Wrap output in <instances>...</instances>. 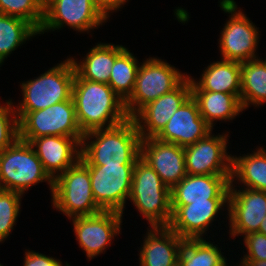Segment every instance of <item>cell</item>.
<instances>
[{
  "instance_id": "29",
  "label": "cell",
  "mask_w": 266,
  "mask_h": 266,
  "mask_svg": "<svg viewBox=\"0 0 266 266\" xmlns=\"http://www.w3.org/2000/svg\"><path fill=\"white\" fill-rule=\"evenodd\" d=\"M138 60L126 48L116 59L111 69L108 85L124 101L133 93L139 69Z\"/></svg>"
},
{
  "instance_id": "3",
  "label": "cell",
  "mask_w": 266,
  "mask_h": 266,
  "mask_svg": "<svg viewBox=\"0 0 266 266\" xmlns=\"http://www.w3.org/2000/svg\"><path fill=\"white\" fill-rule=\"evenodd\" d=\"M129 199L149 222V227L169 225L172 218L171 189L141 157L133 168Z\"/></svg>"
},
{
  "instance_id": "14",
  "label": "cell",
  "mask_w": 266,
  "mask_h": 266,
  "mask_svg": "<svg viewBox=\"0 0 266 266\" xmlns=\"http://www.w3.org/2000/svg\"><path fill=\"white\" fill-rule=\"evenodd\" d=\"M123 213L101 211L91 216L72 218L76 239L88 259L98 256L108 248L114 236L120 233Z\"/></svg>"
},
{
  "instance_id": "21",
  "label": "cell",
  "mask_w": 266,
  "mask_h": 266,
  "mask_svg": "<svg viewBox=\"0 0 266 266\" xmlns=\"http://www.w3.org/2000/svg\"><path fill=\"white\" fill-rule=\"evenodd\" d=\"M148 230L140 250V266H174L178 262L181 237L168 226H154Z\"/></svg>"
},
{
  "instance_id": "18",
  "label": "cell",
  "mask_w": 266,
  "mask_h": 266,
  "mask_svg": "<svg viewBox=\"0 0 266 266\" xmlns=\"http://www.w3.org/2000/svg\"><path fill=\"white\" fill-rule=\"evenodd\" d=\"M82 139L49 135L34 138L30 144L42 162L45 172L54 181L80 160Z\"/></svg>"
},
{
  "instance_id": "34",
  "label": "cell",
  "mask_w": 266,
  "mask_h": 266,
  "mask_svg": "<svg viewBox=\"0 0 266 266\" xmlns=\"http://www.w3.org/2000/svg\"><path fill=\"white\" fill-rule=\"evenodd\" d=\"M25 260L23 266H63L59 259L48 257L34 251L25 252Z\"/></svg>"
},
{
  "instance_id": "11",
  "label": "cell",
  "mask_w": 266,
  "mask_h": 266,
  "mask_svg": "<svg viewBox=\"0 0 266 266\" xmlns=\"http://www.w3.org/2000/svg\"><path fill=\"white\" fill-rule=\"evenodd\" d=\"M106 20L94 0H48L39 34L61 29L64 24L75 31L89 32Z\"/></svg>"
},
{
  "instance_id": "26",
  "label": "cell",
  "mask_w": 266,
  "mask_h": 266,
  "mask_svg": "<svg viewBox=\"0 0 266 266\" xmlns=\"http://www.w3.org/2000/svg\"><path fill=\"white\" fill-rule=\"evenodd\" d=\"M177 256L182 266H227L220 248L204 238H181Z\"/></svg>"
},
{
  "instance_id": "33",
  "label": "cell",
  "mask_w": 266,
  "mask_h": 266,
  "mask_svg": "<svg viewBox=\"0 0 266 266\" xmlns=\"http://www.w3.org/2000/svg\"><path fill=\"white\" fill-rule=\"evenodd\" d=\"M243 237L248 252L242 260H266V235L253 232Z\"/></svg>"
},
{
  "instance_id": "10",
  "label": "cell",
  "mask_w": 266,
  "mask_h": 266,
  "mask_svg": "<svg viewBox=\"0 0 266 266\" xmlns=\"http://www.w3.org/2000/svg\"><path fill=\"white\" fill-rule=\"evenodd\" d=\"M89 169L92 195L103 211L123 213L129 198L134 165H85Z\"/></svg>"
},
{
  "instance_id": "20",
  "label": "cell",
  "mask_w": 266,
  "mask_h": 266,
  "mask_svg": "<svg viewBox=\"0 0 266 266\" xmlns=\"http://www.w3.org/2000/svg\"><path fill=\"white\" fill-rule=\"evenodd\" d=\"M231 175L187 174L171 189V205H188L207 199H228Z\"/></svg>"
},
{
  "instance_id": "19",
  "label": "cell",
  "mask_w": 266,
  "mask_h": 266,
  "mask_svg": "<svg viewBox=\"0 0 266 266\" xmlns=\"http://www.w3.org/2000/svg\"><path fill=\"white\" fill-rule=\"evenodd\" d=\"M228 204V199H207L188 205H171L168 227L181 238H203L213 219Z\"/></svg>"
},
{
  "instance_id": "16",
  "label": "cell",
  "mask_w": 266,
  "mask_h": 266,
  "mask_svg": "<svg viewBox=\"0 0 266 266\" xmlns=\"http://www.w3.org/2000/svg\"><path fill=\"white\" fill-rule=\"evenodd\" d=\"M211 131L212 128L200 115L197 102L190 96L155 138L185 148L203 139Z\"/></svg>"
},
{
  "instance_id": "28",
  "label": "cell",
  "mask_w": 266,
  "mask_h": 266,
  "mask_svg": "<svg viewBox=\"0 0 266 266\" xmlns=\"http://www.w3.org/2000/svg\"><path fill=\"white\" fill-rule=\"evenodd\" d=\"M39 31L22 18L0 13V65L12 51Z\"/></svg>"
},
{
  "instance_id": "35",
  "label": "cell",
  "mask_w": 266,
  "mask_h": 266,
  "mask_svg": "<svg viewBox=\"0 0 266 266\" xmlns=\"http://www.w3.org/2000/svg\"><path fill=\"white\" fill-rule=\"evenodd\" d=\"M98 9L108 19L110 11H114L122 7L128 0H94ZM121 6V7H120Z\"/></svg>"
},
{
  "instance_id": "23",
  "label": "cell",
  "mask_w": 266,
  "mask_h": 266,
  "mask_svg": "<svg viewBox=\"0 0 266 266\" xmlns=\"http://www.w3.org/2000/svg\"><path fill=\"white\" fill-rule=\"evenodd\" d=\"M126 49L122 45L98 43L80 63L74 58L75 72L85 80L108 84L115 59ZM78 62V63H77Z\"/></svg>"
},
{
  "instance_id": "1",
  "label": "cell",
  "mask_w": 266,
  "mask_h": 266,
  "mask_svg": "<svg viewBox=\"0 0 266 266\" xmlns=\"http://www.w3.org/2000/svg\"><path fill=\"white\" fill-rule=\"evenodd\" d=\"M72 99L83 134L116 126L130 118L125 101L108 84L82 79L77 73L72 85Z\"/></svg>"
},
{
  "instance_id": "24",
  "label": "cell",
  "mask_w": 266,
  "mask_h": 266,
  "mask_svg": "<svg viewBox=\"0 0 266 266\" xmlns=\"http://www.w3.org/2000/svg\"><path fill=\"white\" fill-rule=\"evenodd\" d=\"M191 96L197 102L200 115L212 129L215 120H232L244 110L235 94L191 90Z\"/></svg>"
},
{
  "instance_id": "12",
  "label": "cell",
  "mask_w": 266,
  "mask_h": 266,
  "mask_svg": "<svg viewBox=\"0 0 266 266\" xmlns=\"http://www.w3.org/2000/svg\"><path fill=\"white\" fill-rule=\"evenodd\" d=\"M211 134L184 148L187 174L231 175L232 156L226 151L229 136Z\"/></svg>"
},
{
  "instance_id": "37",
  "label": "cell",
  "mask_w": 266,
  "mask_h": 266,
  "mask_svg": "<svg viewBox=\"0 0 266 266\" xmlns=\"http://www.w3.org/2000/svg\"><path fill=\"white\" fill-rule=\"evenodd\" d=\"M258 232L266 235V216L262 220Z\"/></svg>"
},
{
  "instance_id": "7",
  "label": "cell",
  "mask_w": 266,
  "mask_h": 266,
  "mask_svg": "<svg viewBox=\"0 0 266 266\" xmlns=\"http://www.w3.org/2000/svg\"><path fill=\"white\" fill-rule=\"evenodd\" d=\"M75 68L71 58L21 85L23 101L15 111H37L72 97Z\"/></svg>"
},
{
  "instance_id": "30",
  "label": "cell",
  "mask_w": 266,
  "mask_h": 266,
  "mask_svg": "<svg viewBox=\"0 0 266 266\" xmlns=\"http://www.w3.org/2000/svg\"><path fill=\"white\" fill-rule=\"evenodd\" d=\"M0 13L31 23L38 31L44 20L42 0H0Z\"/></svg>"
},
{
  "instance_id": "17",
  "label": "cell",
  "mask_w": 266,
  "mask_h": 266,
  "mask_svg": "<svg viewBox=\"0 0 266 266\" xmlns=\"http://www.w3.org/2000/svg\"><path fill=\"white\" fill-rule=\"evenodd\" d=\"M162 182L172 189L186 175L184 148L156 138L141 140V156Z\"/></svg>"
},
{
  "instance_id": "6",
  "label": "cell",
  "mask_w": 266,
  "mask_h": 266,
  "mask_svg": "<svg viewBox=\"0 0 266 266\" xmlns=\"http://www.w3.org/2000/svg\"><path fill=\"white\" fill-rule=\"evenodd\" d=\"M18 117L19 139L31 142L41 136L83 138L72 97L37 111H15Z\"/></svg>"
},
{
  "instance_id": "5",
  "label": "cell",
  "mask_w": 266,
  "mask_h": 266,
  "mask_svg": "<svg viewBox=\"0 0 266 266\" xmlns=\"http://www.w3.org/2000/svg\"><path fill=\"white\" fill-rule=\"evenodd\" d=\"M52 204L69 219L103 211L92 195L89 169L80 160L53 181Z\"/></svg>"
},
{
  "instance_id": "36",
  "label": "cell",
  "mask_w": 266,
  "mask_h": 266,
  "mask_svg": "<svg viewBox=\"0 0 266 266\" xmlns=\"http://www.w3.org/2000/svg\"><path fill=\"white\" fill-rule=\"evenodd\" d=\"M238 266H266V260H242Z\"/></svg>"
},
{
  "instance_id": "8",
  "label": "cell",
  "mask_w": 266,
  "mask_h": 266,
  "mask_svg": "<svg viewBox=\"0 0 266 266\" xmlns=\"http://www.w3.org/2000/svg\"><path fill=\"white\" fill-rule=\"evenodd\" d=\"M189 75L157 58H149L138 69L133 93L125 101V109L133 118L145 105L177 88Z\"/></svg>"
},
{
  "instance_id": "31",
  "label": "cell",
  "mask_w": 266,
  "mask_h": 266,
  "mask_svg": "<svg viewBox=\"0 0 266 266\" xmlns=\"http://www.w3.org/2000/svg\"><path fill=\"white\" fill-rule=\"evenodd\" d=\"M22 194L0 189V243L6 239L16 223Z\"/></svg>"
},
{
  "instance_id": "4",
  "label": "cell",
  "mask_w": 266,
  "mask_h": 266,
  "mask_svg": "<svg viewBox=\"0 0 266 266\" xmlns=\"http://www.w3.org/2000/svg\"><path fill=\"white\" fill-rule=\"evenodd\" d=\"M49 183L51 195L53 180L45 172L42 162L29 142L17 139L0 152V188L24 194L32 185Z\"/></svg>"
},
{
  "instance_id": "2",
  "label": "cell",
  "mask_w": 266,
  "mask_h": 266,
  "mask_svg": "<svg viewBox=\"0 0 266 266\" xmlns=\"http://www.w3.org/2000/svg\"><path fill=\"white\" fill-rule=\"evenodd\" d=\"M92 138L95 141L89 142ZM141 140L133 118L87 132L81 140L80 161L84 165H135L141 156Z\"/></svg>"
},
{
  "instance_id": "22",
  "label": "cell",
  "mask_w": 266,
  "mask_h": 266,
  "mask_svg": "<svg viewBox=\"0 0 266 266\" xmlns=\"http://www.w3.org/2000/svg\"><path fill=\"white\" fill-rule=\"evenodd\" d=\"M191 90H204L241 95V63L224 60L212 62L204 70L201 79L190 77Z\"/></svg>"
},
{
  "instance_id": "32",
  "label": "cell",
  "mask_w": 266,
  "mask_h": 266,
  "mask_svg": "<svg viewBox=\"0 0 266 266\" xmlns=\"http://www.w3.org/2000/svg\"><path fill=\"white\" fill-rule=\"evenodd\" d=\"M0 105V152L19 138L18 117L12 100ZM12 115V116H11Z\"/></svg>"
},
{
  "instance_id": "15",
  "label": "cell",
  "mask_w": 266,
  "mask_h": 266,
  "mask_svg": "<svg viewBox=\"0 0 266 266\" xmlns=\"http://www.w3.org/2000/svg\"><path fill=\"white\" fill-rule=\"evenodd\" d=\"M190 96L191 82L188 76L177 88L145 105L133 117L140 137L142 139L155 138L175 111Z\"/></svg>"
},
{
  "instance_id": "38",
  "label": "cell",
  "mask_w": 266,
  "mask_h": 266,
  "mask_svg": "<svg viewBox=\"0 0 266 266\" xmlns=\"http://www.w3.org/2000/svg\"><path fill=\"white\" fill-rule=\"evenodd\" d=\"M174 266H182V265H181L180 263L177 262Z\"/></svg>"
},
{
  "instance_id": "9",
  "label": "cell",
  "mask_w": 266,
  "mask_h": 266,
  "mask_svg": "<svg viewBox=\"0 0 266 266\" xmlns=\"http://www.w3.org/2000/svg\"><path fill=\"white\" fill-rule=\"evenodd\" d=\"M220 7L225 13H231L219 39L222 59L240 63L258 59L255 54L259 42L258 28L241 9L237 10L234 0H222Z\"/></svg>"
},
{
  "instance_id": "13",
  "label": "cell",
  "mask_w": 266,
  "mask_h": 266,
  "mask_svg": "<svg viewBox=\"0 0 266 266\" xmlns=\"http://www.w3.org/2000/svg\"><path fill=\"white\" fill-rule=\"evenodd\" d=\"M230 182L227 210L230 234L235 236L258 232L266 216V192L241 188L237 191ZM244 189V190H243Z\"/></svg>"
},
{
  "instance_id": "27",
  "label": "cell",
  "mask_w": 266,
  "mask_h": 266,
  "mask_svg": "<svg viewBox=\"0 0 266 266\" xmlns=\"http://www.w3.org/2000/svg\"><path fill=\"white\" fill-rule=\"evenodd\" d=\"M240 101L244 110L266 103V63L260 58L241 63Z\"/></svg>"
},
{
  "instance_id": "25",
  "label": "cell",
  "mask_w": 266,
  "mask_h": 266,
  "mask_svg": "<svg viewBox=\"0 0 266 266\" xmlns=\"http://www.w3.org/2000/svg\"><path fill=\"white\" fill-rule=\"evenodd\" d=\"M257 149L250 155L232 156L230 182L236 179L248 189L266 192V151Z\"/></svg>"
}]
</instances>
